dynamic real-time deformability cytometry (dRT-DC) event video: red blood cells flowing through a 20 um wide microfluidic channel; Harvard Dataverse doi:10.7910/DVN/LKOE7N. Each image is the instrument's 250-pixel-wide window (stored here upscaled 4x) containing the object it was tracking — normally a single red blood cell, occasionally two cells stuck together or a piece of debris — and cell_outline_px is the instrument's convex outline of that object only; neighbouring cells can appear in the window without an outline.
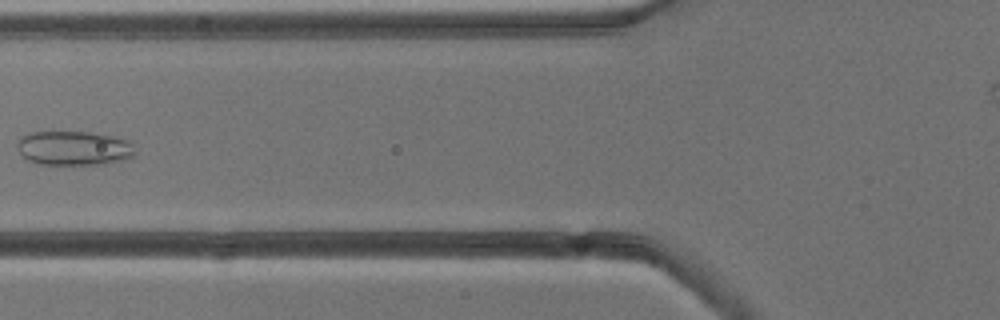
{"species": "common noctule bat (a hibernating species)", "species_latin": "Nyctalus noctula", "temperature_condition": "cold", "stored_images_in_passage": 7, "camera_frame_rate_fps": 3000, "um_per_image_px": 0.085, "animal": {"sex": "male", "body_mass_g": 13.3}, "frame": {"image": 1, "passage_image": 6, "time_ms": 6.0, "image_size_px": [1000, 320], "cell_outline_px": [[136, 152], [132, 156], [120, 160], [104, 164], [36, 164], [28, 160], [20, 152], [16, 144], [16, 140], [20, 136], [28, 132], [88, 132], [112, 136], [128, 140], [132, 144]], "centroid_in_image_um": [6.23, 12.58], "position_along_channel_um": 119.6, "area_um2": 23.58}}
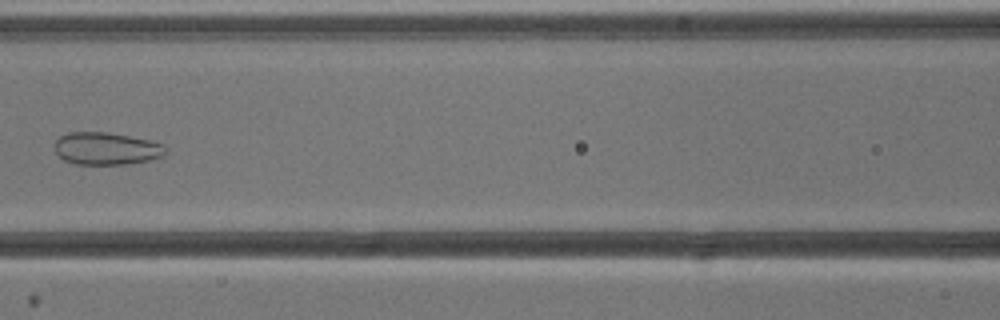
{"frame": {"image": 2, "passage_image": 7, "time_ms": 7.0, "image_size_px": [1000, 320], "cell_outline_px": [[168, 152], [164, 156], [148, 160], [128, 164], [76, 164], [64, 160], [56, 152], [56, 140], [60, 136], [68, 132], [108, 132], [148, 140], [164, 144]], "centroid_in_image_um": [9.07, 12.63], "position_along_channel_um": 157.5, "area_um2": 20.92}}